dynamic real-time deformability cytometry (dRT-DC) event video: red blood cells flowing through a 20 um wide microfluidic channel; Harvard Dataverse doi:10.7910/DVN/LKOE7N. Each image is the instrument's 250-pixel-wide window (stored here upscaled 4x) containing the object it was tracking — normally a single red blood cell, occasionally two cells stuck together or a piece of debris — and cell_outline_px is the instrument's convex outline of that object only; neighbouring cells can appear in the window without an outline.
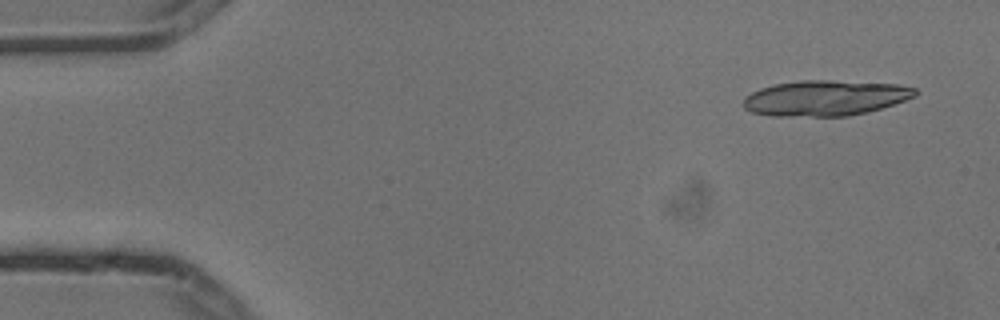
{"species": "common noctule bat (a hibernating species)", "species_latin": "Nyctalus noctula", "temperature_condition": "cold", "stored_images_in_passage": 14, "segment_of_instrument_passage": [1, 2], "camera_frame_rate_fps": 3000, "um_per_image_px": 0.085, "animal": {"sex": "male", "body_mass_g": 13.3}, "frame": {"image": 1, "passage_image": 1, "time_ms": 0.0, "image_size_px": [1000, 320], "cell_outline_px": [[916, 96], [868, 112], [848, 116], [772, 116], [752, 112], [744, 108], [744, 100], [752, 92], [760, 88], [772, 84], [800, 80], [828, 80], [896, 84], [916, 88]], "centroid_in_image_um": [70.12, 8.33], "position_along_channel_um": 14.9, "area_um2": 35.37}}